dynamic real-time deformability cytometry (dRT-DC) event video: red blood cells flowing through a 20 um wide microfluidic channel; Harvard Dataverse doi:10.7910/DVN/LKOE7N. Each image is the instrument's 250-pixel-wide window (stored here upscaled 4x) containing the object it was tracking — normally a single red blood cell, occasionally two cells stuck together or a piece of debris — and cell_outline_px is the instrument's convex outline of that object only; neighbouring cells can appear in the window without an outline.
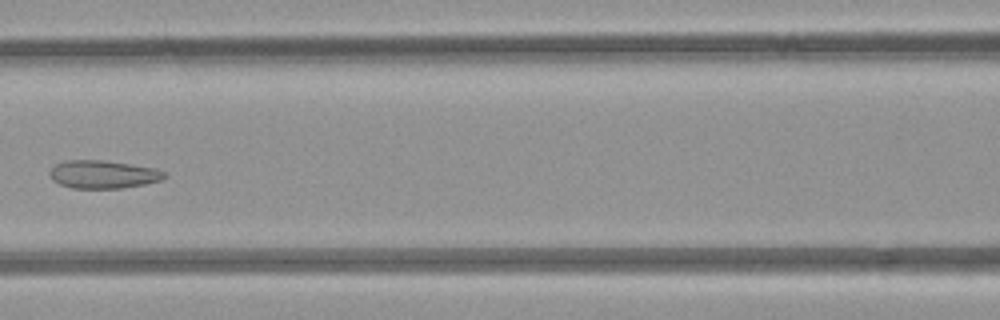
{"species": "common noctule bat (a hibernating species)", "species_latin": "Nyctalus noctula", "temperature_condition": "room temperature", "stored_images_in_passage": 5, "camera_frame_rate_fps": 3000, "um_per_image_px": 0.085, "animal": {"sex": "female", "body_mass_g": 21.9}, "frame": {"image": 1, "passage_image": 5, "time_ms": 5.333, "image_size_px": [1000, 320], "cell_outline_px": [[168, 176], [160, 180], [144, 184], [120, 188], [72, 188], [60, 184], [52, 180], [48, 176], [48, 168], [52, 164], [64, 160], [104, 160], [132, 164], [156, 168], [164, 172]], "centroid_in_image_um": [8.69, 14.8], "position_along_channel_um": 157.9, "area_um2": 19.07}}